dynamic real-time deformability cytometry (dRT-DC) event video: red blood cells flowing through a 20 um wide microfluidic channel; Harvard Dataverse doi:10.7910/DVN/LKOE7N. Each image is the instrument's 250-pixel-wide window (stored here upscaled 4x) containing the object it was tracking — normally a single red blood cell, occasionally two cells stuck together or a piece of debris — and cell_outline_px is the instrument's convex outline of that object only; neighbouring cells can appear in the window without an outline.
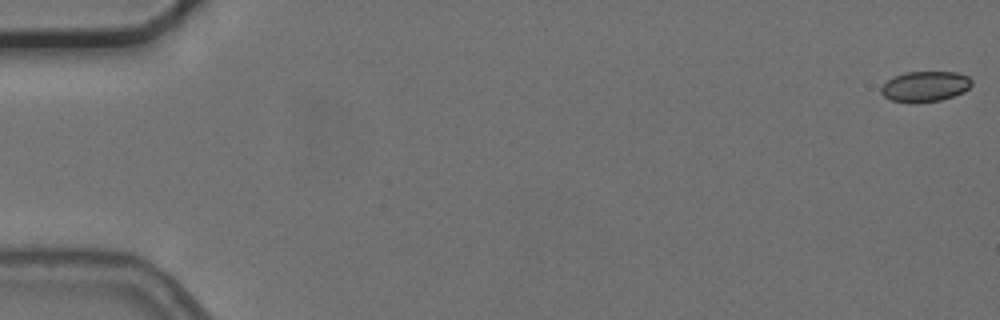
{"species": "common noctule bat (a hibernating species)", "species_latin": "Nyctalus noctula", "temperature_condition": "cold", "stored_images_in_passage": 11, "camera_frame_rate_fps": 3000, "um_per_image_px": 0.085, "animal": {"sex": "female", "body_mass_g": 24.6, "forearm_length_mm": 56.2}, "frame": {"image": 1, "passage_image": 1, "time_ms": 0.0, "image_size_px": [1000, 320], "cell_outline_px": [[972, 84], [964, 92], [940, 100], [916, 104], [908, 104], [892, 100], [884, 96], [880, 92], [880, 88], [888, 80], [904, 72], [956, 72], [968, 76], [972, 80]], "centroid_in_image_um": [78.62, 7.37], "position_along_channel_um": 6.4, "area_um2": 16.24}}